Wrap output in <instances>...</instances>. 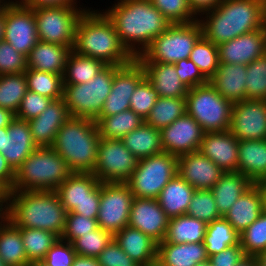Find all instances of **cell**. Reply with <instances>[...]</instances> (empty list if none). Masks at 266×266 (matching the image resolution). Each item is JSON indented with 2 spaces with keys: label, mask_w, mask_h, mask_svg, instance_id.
Returning <instances> with one entry per match:
<instances>
[{
  "label": "cell",
  "mask_w": 266,
  "mask_h": 266,
  "mask_svg": "<svg viewBox=\"0 0 266 266\" xmlns=\"http://www.w3.org/2000/svg\"><path fill=\"white\" fill-rule=\"evenodd\" d=\"M104 13L135 58L142 55L151 42L171 25L150 0H118Z\"/></svg>",
  "instance_id": "obj_1"
},
{
  "label": "cell",
  "mask_w": 266,
  "mask_h": 266,
  "mask_svg": "<svg viewBox=\"0 0 266 266\" xmlns=\"http://www.w3.org/2000/svg\"><path fill=\"white\" fill-rule=\"evenodd\" d=\"M86 9L75 29L72 51L106 65L125 66L136 58L124 46L113 22L104 12Z\"/></svg>",
  "instance_id": "obj_2"
},
{
  "label": "cell",
  "mask_w": 266,
  "mask_h": 266,
  "mask_svg": "<svg viewBox=\"0 0 266 266\" xmlns=\"http://www.w3.org/2000/svg\"><path fill=\"white\" fill-rule=\"evenodd\" d=\"M202 15V35L217 46L265 26L263 0H222Z\"/></svg>",
  "instance_id": "obj_3"
},
{
  "label": "cell",
  "mask_w": 266,
  "mask_h": 266,
  "mask_svg": "<svg viewBox=\"0 0 266 266\" xmlns=\"http://www.w3.org/2000/svg\"><path fill=\"white\" fill-rule=\"evenodd\" d=\"M67 211L55 191H10L7 218L18 228L47 230L61 237Z\"/></svg>",
  "instance_id": "obj_4"
},
{
  "label": "cell",
  "mask_w": 266,
  "mask_h": 266,
  "mask_svg": "<svg viewBox=\"0 0 266 266\" xmlns=\"http://www.w3.org/2000/svg\"><path fill=\"white\" fill-rule=\"evenodd\" d=\"M99 140L95 120L70 116L57 132L52 148L71 172L93 173Z\"/></svg>",
  "instance_id": "obj_5"
},
{
  "label": "cell",
  "mask_w": 266,
  "mask_h": 266,
  "mask_svg": "<svg viewBox=\"0 0 266 266\" xmlns=\"http://www.w3.org/2000/svg\"><path fill=\"white\" fill-rule=\"evenodd\" d=\"M71 173L52 147H38L15 171L12 191H55Z\"/></svg>",
  "instance_id": "obj_6"
},
{
  "label": "cell",
  "mask_w": 266,
  "mask_h": 266,
  "mask_svg": "<svg viewBox=\"0 0 266 266\" xmlns=\"http://www.w3.org/2000/svg\"><path fill=\"white\" fill-rule=\"evenodd\" d=\"M120 67L106 65L88 83L64 85L62 98L70 116L96 120L111 92L114 74Z\"/></svg>",
  "instance_id": "obj_7"
},
{
  "label": "cell",
  "mask_w": 266,
  "mask_h": 266,
  "mask_svg": "<svg viewBox=\"0 0 266 266\" xmlns=\"http://www.w3.org/2000/svg\"><path fill=\"white\" fill-rule=\"evenodd\" d=\"M202 36L197 20L190 23L171 24L157 36L150 46L136 57L138 62L171 63L190 57L194 44Z\"/></svg>",
  "instance_id": "obj_8"
},
{
  "label": "cell",
  "mask_w": 266,
  "mask_h": 266,
  "mask_svg": "<svg viewBox=\"0 0 266 266\" xmlns=\"http://www.w3.org/2000/svg\"><path fill=\"white\" fill-rule=\"evenodd\" d=\"M185 98L187 114L205 133L229 130L233 103L221 96L210 82L189 89Z\"/></svg>",
  "instance_id": "obj_9"
},
{
  "label": "cell",
  "mask_w": 266,
  "mask_h": 266,
  "mask_svg": "<svg viewBox=\"0 0 266 266\" xmlns=\"http://www.w3.org/2000/svg\"><path fill=\"white\" fill-rule=\"evenodd\" d=\"M177 172L178 156L162 152L139 160L137 168L126 183L134 197L157 199Z\"/></svg>",
  "instance_id": "obj_10"
},
{
  "label": "cell",
  "mask_w": 266,
  "mask_h": 266,
  "mask_svg": "<svg viewBox=\"0 0 266 266\" xmlns=\"http://www.w3.org/2000/svg\"><path fill=\"white\" fill-rule=\"evenodd\" d=\"M33 9L38 39L68 46L72 50L77 22L87 7L64 5Z\"/></svg>",
  "instance_id": "obj_11"
},
{
  "label": "cell",
  "mask_w": 266,
  "mask_h": 266,
  "mask_svg": "<svg viewBox=\"0 0 266 266\" xmlns=\"http://www.w3.org/2000/svg\"><path fill=\"white\" fill-rule=\"evenodd\" d=\"M138 162L121 139L100 138L93 174L101 183H126Z\"/></svg>",
  "instance_id": "obj_12"
},
{
  "label": "cell",
  "mask_w": 266,
  "mask_h": 266,
  "mask_svg": "<svg viewBox=\"0 0 266 266\" xmlns=\"http://www.w3.org/2000/svg\"><path fill=\"white\" fill-rule=\"evenodd\" d=\"M133 199L127 183H101L98 227L114 236L128 226Z\"/></svg>",
  "instance_id": "obj_13"
},
{
  "label": "cell",
  "mask_w": 266,
  "mask_h": 266,
  "mask_svg": "<svg viewBox=\"0 0 266 266\" xmlns=\"http://www.w3.org/2000/svg\"><path fill=\"white\" fill-rule=\"evenodd\" d=\"M3 40L16 51L29 55L39 41L33 8L22 5L18 0L6 2Z\"/></svg>",
  "instance_id": "obj_14"
},
{
  "label": "cell",
  "mask_w": 266,
  "mask_h": 266,
  "mask_svg": "<svg viewBox=\"0 0 266 266\" xmlns=\"http://www.w3.org/2000/svg\"><path fill=\"white\" fill-rule=\"evenodd\" d=\"M229 131L238 140H265L266 100L233 103Z\"/></svg>",
  "instance_id": "obj_15"
},
{
  "label": "cell",
  "mask_w": 266,
  "mask_h": 266,
  "mask_svg": "<svg viewBox=\"0 0 266 266\" xmlns=\"http://www.w3.org/2000/svg\"><path fill=\"white\" fill-rule=\"evenodd\" d=\"M144 77V69L136 59L121 66L114 74L111 92L99 116H111L130 109V98Z\"/></svg>",
  "instance_id": "obj_16"
},
{
  "label": "cell",
  "mask_w": 266,
  "mask_h": 266,
  "mask_svg": "<svg viewBox=\"0 0 266 266\" xmlns=\"http://www.w3.org/2000/svg\"><path fill=\"white\" fill-rule=\"evenodd\" d=\"M204 133L197 121L186 113L160 130L163 150L175 156L198 151Z\"/></svg>",
  "instance_id": "obj_17"
},
{
  "label": "cell",
  "mask_w": 266,
  "mask_h": 266,
  "mask_svg": "<svg viewBox=\"0 0 266 266\" xmlns=\"http://www.w3.org/2000/svg\"><path fill=\"white\" fill-rule=\"evenodd\" d=\"M169 218L157 199L134 197L128 226L138 229L157 243L164 240Z\"/></svg>",
  "instance_id": "obj_18"
},
{
  "label": "cell",
  "mask_w": 266,
  "mask_h": 266,
  "mask_svg": "<svg viewBox=\"0 0 266 266\" xmlns=\"http://www.w3.org/2000/svg\"><path fill=\"white\" fill-rule=\"evenodd\" d=\"M178 175L195 190H211L224 171L200 151L178 156Z\"/></svg>",
  "instance_id": "obj_19"
},
{
  "label": "cell",
  "mask_w": 266,
  "mask_h": 266,
  "mask_svg": "<svg viewBox=\"0 0 266 266\" xmlns=\"http://www.w3.org/2000/svg\"><path fill=\"white\" fill-rule=\"evenodd\" d=\"M219 63L249 65L266 54L265 27L218 45Z\"/></svg>",
  "instance_id": "obj_20"
},
{
  "label": "cell",
  "mask_w": 266,
  "mask_h": 266,
  "mask_svg": "<svg viewBox=\"0 0 266 266\" xmlns=\"http://www.w3.org/2000/svg\"><path fill=\"white\" fill-rule=\"evenodd\" d=\"M55 192L69 213L81 203L100 202L101 182L93 173L72 172Z\"/></svg>",
  "instance_id": "obj_21"
},
{
  "label": "cell",
  "mask_w": 266,
  "mask_h": 266,
  "mask_svg": "<svg viewBox=\"0 0 266 266\" xmlns=\"http://www.w3.org/2000/svg\"><path fill=\"white\" fill-rule=\"evenodd\" d=\"M239 140L229 131L204 133L199 150L224 172L237 171Z\"/></svg>",
  "instance_id": "obj_22"
},
{
  "label": "cell",
  "mask_w": 266,
  "mask_h": 266,
  "mask_svg": "<svg viewBox=\"0 0 266 266\" xmlns=\"http://www.w3.org/2000/svg\"><path fill=\"white\" fill-rule=\"evenodd\" d=\"M70 117L63 98L52 100L36 118L28 121L34 143L37 147H52L56 134Z\"/></svg>",
  "instance_id": "obj_23"
},
{
  "label": "cell",
  "mask_w": 266,
  "mask_h": 266,
  "mask_svg": "<svg viewBox=\"0 0 266 266\" xmlns=\"http://www.w3.org/2000/svg\"><path fill=\"white\" fill-rule=\"evenodd\" d=\"M38 147L34 143L28 121L14 118L4 134L3 151L7 163L16 171L23 161Z\"/></svg>",
  "instance_id": "obj_24"
},
{
  "label": "cell",
  "mask_w": 266,
  "mask_h": 266,
  "mask_svg": "<svg viewBox=\"0 0 266 266\" xmlns=\"http://www.w3.org/2000/svg\"><path fill=\"white\" fill-rule=\"evenodd\" d=\"M113 238L120 248L141 266L156 264L158 243L140 230L126 226Z\"/></svg>",
  "instance_id": "obj_25"
},
{
  "label": "cell",
  "mask_w": 266,
  "mask_h": 266,
  "mask_svg": "<svg viewBox=\"0 0 266 266\" xmlns=\"http://www.w3.org/2000/svg\"><path fill=\"white\" fill-rule=\"evenodd\" d=\"M145 72L146 79L158 92L159 97L183 98L189 88L177 75L174 64L157 62H139Z\"/></svg>",
  "instance_id": "obj_26"
},
{
  "label": "cell",
  "mask_w": 266,
  "mask_h": 266,
  "mask_svg": "<svg viewBox=\"0 0 266 266\" xmlns=\"http://www.w3.org/2000/svg\"><path fill=\"white\" fill-rule=\"evenodd\" d=\"M245 64L219 63L215 75L209 80L215 90L232 103L246 100Z\"/></svg>",
  "instance_id": "obj_27"
},
{
  "label": "cell",
  "mask_w": 266,
  "mask_h": 266,
  "mask_svg": "<svg viewBox=\"0 0 266 266\" xmlns=\"http://www.w3.org/2000/svg\"><path fill=\"white\" fill-rule=\"evenodd\" d=\"M263 212L262 194L254 184L223 216L239 234L255 222Z\"/></svg>",
  "instance_id": "obj_28"
},
{
  "label": "cell",
  "mask_w": 266,
  "mask_h": 266,
  "mask_svg": "<svg viewBox=\"0 0 266 266\" xmlns=\"http://www.w3.org/2000/svg\"><path fill=\"white\" fill-rule=\"evenodd\" d=\"M204 243H158L159 266H195L208 261Z\"/></svg>",
  "instance_id": "obj_29"
},
{
  "label": "cell",
  "mask_w": 266,
  "mask_h": 266,
  "mask_svg": "<svg viewBox=\"0 0 266 266\" xmlns=\"http://www.w3.org/2000/svg\"><path fill=\"white\" fill-rule=\"evenodd\" d=\"M71 49L44 41H38L27 56V69L63 75Z\"/></svg>",
  "instance_id": "obj_30"
},
{
  "label": "cell",
  "mask_w": 266,
  "mask_h": 266,
  "mask_svg": "<svg viewBox=\"0 0 266 266\" xmlns=\"http://www.w3.org/2000/svg\"><path fill=\"white\" fill-rule=\"evenodd\" d=\"M237 171L254 184L266 180V139L239 140Z\"/></svg>",
  "instance_id": "obj_31"
},
{
  "label": "cell",
  "mask_w": 266,
  "mask_h": 266,
  "mask_svg": "<svg viewBox=\"0 0 266 266\" xmlns=\"http://www.w3.org/2000/svg\"><path fill=\"white\" fill-rule=\"evenodd\" d=\"M253 185L249 177L239 171L224 172L211 189L219 214L224 216L241 195Z\"/></svg>",
  "instance_id": "obj_32"
},
{
  "label": "cell",
  "mask_w": 266,
  "mask_h": 266,
  "mask_svg": "<svg viewBox=\"0 0 266 266\" xmlns=\"http://www.w3.org/2000/svg\"><path fill=\"white\" fill-rule=\"evenodd\" d=\"M195 189L176 174L157 197L158 203L170 219L185 215Z\"/></svg>",
  "instance_id": "obj_33"
},
{
  "label": "cell",
  "mask_w": 266,
  "mask_h": 266,
  "mask_svg": "<svg viewBox=\"0 0 266 266\" xmlns=\"http://www.w3.org/2000/svg\"><path fill=\"white\" fill-rule=\"evenodd\" d=\"M121 140L138 160L164 152L160 130L146 122H143Z\"/></svg>",
  "instance_id": "obj_34"
},
{
  "label": "cell",
  "mask_w": 266,
  "mask_h": 266,
  "mask_svg": "<svg viewBox=\"0 0 266 266\" xmlns=\"http://www.w3.org/2000/svg\"><path fill=\"white\" fill-rule=\"evenodd\" d=\"M207 223L187 214L170 218L165 238L160 243H201L207 229Z\"/></svg>",
  "instance_id": "obj_35"
},
{
  "label": "cell",
  "mask_w": 266,
  "mask_h": 266,
  "mask_svg": "<svg viewBox=\"0 0 266 266\" xmlns=\"http://www.w3.org/2000/svg\"><path fill=\"white\" fill-rule=\"evenodd\" d=\"M0 258L8 266H27L21 232L8 218L0 224Z\"/></svg>",
  "instance_id": "obj_36"
},
{
  "label": "cell",
  "mask_w": 266,
  "mask_h": 266,
  "mask_svg": "<svg viewBox=\"0 0 266 266\" xmlns=\"http://www.w3.org/2000/svg\"><path fill=\"white\" fill-rule=\"evenodd\" d=\"M100 138L122 139L145 120L131 109L111 116H98L95 120Z\"/></svg>",
  "instance_id": "obj_37"
},
{
  "label": "cell",
  "mask_w": 266,
  "mask_h": 266,
  "mask_svg": "<svg viewBox=\"0 0 266 266\" xmlns=\"http://www.w3.org/2000/svg\"><path fill=\"white\" fill-rule=\"evenodd\" d=\"M105 66L106 64L98 59L79 55L71 50L66 60L63 84L88 83Z\"/></svg>",
  "instance_id": "obj_38"
},
{
  "label": "cell",
  "mask_w": 266,
  "mask_h": 266,
  "mask_svg": "<svg viewBox=\"0 0 266 266\" xmlns=\"http://www.w3.org/2000/svg\"><path fill=\"white\" fill-rule=\"evenodd\" d=\"M204 246L207 255H214L240 243V234L222 216L207 225Z\"/></svg>",
  "instance_id": "obj_39"
},
{
  "label": "cell",
  "mask_w": 266,
  "mask_h": 266,
  "mask_svg": "<svg viewBox=\"0 0 266 266\" xmlns=\"http://www.w3.org/2000/svg\"><path fill=\"white\" fill-rule=\"evenodd\" d=\"M187 113L186 98L159 97L145 122L156 129H163Z\"/></svg>",
  "instance_id": "obj_40"
},
{
  "label": "cell",
  "mask_w": 266,
  "mask_h": 266,
  "mask_svg": "<svg viewBox=\"0 0 266 266\" xmlns=\"http://www.w3.org/2000/svg\"><path fill=\"white\" fill-rule=\"evenodd\" d=\"M29 262L42 261L51 247L60 239L53 232L32 228H19Z\"/></svg>",
  "instance_id": "obj_41"
},
{
  "label": "cell",
  "mask_w": 266,
  "mask_h": 266,
  "mask_svg": "<svg viewBox=\"0 0 266 266\" xmlns=\"http://www.w3.org/2000/svg\"><path fill=\"white\" fill-rule=\"evenodd\" d=\"M25 77L28 90L52 100L63 97V75L27 69Z\"/></svg>",
  "instance_id": "obj_42"
},
{
  "label": "cell",
  "mask_w": 266,
  "mask_h": 266,
  "mask_svg": "<svg viewBox=\"0 0 266 266\" xmlns=\"http://www.w3.org/2000/svg\"><path fill=\"white\" fill-rule=\"evenodd\" d=\"M27 90L25 72L0 75V107L16 114Z\"/></svg>",
  "instance_id": "obj_43"
},
{
  "label": "cell",
  "mask_w": 266,
  "mask_h": 266,
  "mask_svg": "<svg viewBox=\"0 0 266 266\" xmlns=\"http://www.w3.org/2000/svg\"><path fill=\"white\" fill-rule=\"evenodd\" d=\"M189 58L196 64L201 73L210 80L219 67L218 46L202 35L194 44Z\"/></svg>",
  "instance_id": "obj_44"
},
{
  "label": "cell",
  "mask_w": 266,
  "mask_h": 266,
  "mask_svg": "<svg viewBox=\"0 0 266 266\" xmlns=\"http://www.w3.org/2000/svg\"><path fill=\"white\" fill-rule=\"evenodd\" d=\"M240 244L245 256L257 257L266 250L265 212H262L258 219L240 234Z\"/></svg>",
  "instance_id": "obj_45"
},
{
  "label": "cell",
  "mask_w": 266,
  "mask_h": 266,
  "mask_svg": "<svg viewBox=\"0 0 266 266\" xmlns=\"http://www.w3.org/2000/svg\"><path fill=\"white\" fill-rule=\"evenodd\" d=\"M246 100H266V54L247 65Z\"/></svg>",
  "instance_id": "obj_46"
},
{
  "label": "cell",
  "mask_w": 266,
  "mask_h": 266,
  "mask_svg": "<svg viewBox=\"0 0 266 266\" xmlns=\"http://www.w3.org/2000/svg\"><path fill=\"white\" fill-rule=\"evenodd\" d=\"M113 235L100 227L83 237L74 239L71 244L76 255L97 258L101 251L111 242Z\"/></svg>",
  "instance_id": "obj_47"
},
{
  "label": "cell",
  "mask_w": 266,
  "mask_h": 266,
  "mask_svg": "<svg viewBox=\"0 0 266 266\" xmlns=\"http://www.w3.org/2000/svg\"><path fill=\"white\" fill-rule=\"evenodd\" d=\"M186 214L207 224L222 217L211 190H195Z\"/></svg>",
  "instance_id": "obj_48"
},
{
  "label": "cell",
  "mask_w": 266,
  "mask_h": 266,
  "mask_svg": "<svg viewBox=\"0 0 266 266\" xmlns=\"http://www.w3.org/2000/svg\"><path fill=\"white\" fill-rule=\"evenodd\" d=\"M164 17L171 23H190L198 20L188 0H150Z\"/></svg>",
  "instance_id": "obj_49"
},
{
  "label": "cell",
  "mask_w": 266,
  "mask_h": 266,
  "mask_svg": "<svg viewBox=\"0 0 266 266\" xmlns=\"http://www.w3.org/2000/svg\"><path fill=\"white\" fill-rule=\"evenodd\" d=\"M158 98V92L152 87L146 77H144L130 98V109L143 120H146Z\"/></svg>",
  "instance_id": "obj_50"
},
{
  "label": "cell",
  "mask_w": 266,
  "mask_h": 266,
  "mask_svg": "<svg viewBox=\"0 0 266 266\" xmlns=\"http://www.w3.org/2000/svg\"><path fill=\"white\" fill-rule=\"evenodd\" d=\"M27 70V56L16 51L4 40L0 41V75L20 74Z\"/></svg>",
  "instance_id": "obj_51"
},
{
  "label": "cell",
  "mask_w": 266,
  "mask_h": 266,
  "mask_svg": "<svg viewBox=\"0 0 266 266\" xmlns=\"http://www.w3.org/2000/svg\"><path fill=\"white\" fill-rule=\"evenodd\" d=\"M98 228L97 219L85 218L84 216L69 212L66 215L65 228L60 239L72 242L86 233H91Z\"/></svg>",
  "instance_id": "obj_52"
},
{
  "label": "cell",
  "mask_w": 266,
  "mask_h": 266,
  "mask_svg": "<svg viewBox=\"0 0 266 266\" xmlns=\"http://www.w3.org/2000/svg\"><path fill=\"white\" fill-rule=\"evenodd\" d=\"M52 99L38 93L27 90L21 100V104L15 117L21 120L30 121L38 117L49 105Z\"/></svg>",
  "instance_id": "obj_53"
},
{
  "label": "cell",
  "mask_w": 266,
  "mask_h": 266,
  "mask_svg": "<svg viewBox=\"0 0 266 266\" xmlns=\"http://www.w3.org/2000/svg\"><path fill=\"white\" fill-rule=\"evenodd\" d=\"M76 252L70 242L59 239L42 260L46 266H72Z\"/></svg>",
  "instance_id": "obj_54"
},
{
  "label": "cell",
  "mask_w": 266,
  "mask_h": 266,
  "mask_svg": "<svg viewBox=\"0 0 266 266\" xmlns=\"http://www.w3.org/2000/svg\"><path fill=\"white\" fill-rule=\"evenodd\" d=\"M100 266H141L131 259L113 238L97 257Z\"/></svg>",
  "instance_id": "obj_55"
},
{
  "label": "cell",
  "mask_w": 266,
  "mask_h": 266,
  "mask_svg": "<svg viewBox=\"0 0 266 266\" xmlns=\"http://www.w3.org/2000/svg\"><path fill=\"white\" fill-rule=\"evenodd\" d=\"M174 65L177 75L189 89L209 82L190 58L179 60Z\"/></svg>",
  "instance_id": "obj_56"
},
{
  "label": "cell",
  "mask_w": 266,
  "mask_h": 266,
  "mask_svg": "<svg viewBox=\"0 0 266 266\" xmlns=\"http://www.w3.org/2000/svg\"><path fill=\"white\" fill-rule=\"evenodd\" d=\"M245 257L241 244L228 247L217 254L210 255L208 261L211 266H235Z\"/></svg>",
  "instance_id": "obj_57"
},
{
  "label": "cell",
  "mask_w": 266,
  "mask_h": 266,
  "mask_svg": "<svg viewBox=\"0 0 266 266\" xmlns=\"http://www.w3.org/2000/svg\"><path fill=\"white\" fill-rule=\"evenodd\" d=\"M15 179V171L7 163L6 158L0 153V183L10 192Z\"/></svg>",
  "instance_id": "obj_58"
},
{
  "label": "cell",
  "mask_w": 266,
  "mask_h": 266,
  "mask_svg": "<svg viewBox=\"0 0 266 266\" xmlns=\"http://www.w3.org/2000/svg\"><path fill=\"white\" fill-rule=\"evenodd\" d=\"M28 8L77 5L76 0H18Z\"/></svg>",
  "instance_id": "obj_59"
},
{
  "label": "cell",
  "mask_w": 266,
  "mask_h": 266,
  "mask_svg": "<svg viewBox=\"0 0 266 266\" xmlns=\"http://www.w3.org/2000/svg\"><path fill=\"white\" fill-rule=\"evenodd\" d=\"M100 202H85L77 206L72 213H77L85 218L97 219Z\"/></svg>",
  "instance_id": "obj_60"
},
{
  "label": "cell",
  "mask_w": 266,
  "mask_h": 266,
  "mask_svg": "<svg viewBox=\"0 0 266 266\" xmlns=\"http://www.w3.org/2000/svg\"><path fill=\"white\" fill-rule=\"evenodd\" d=\"M221 1L222 0H188L190 7L197 16L214 9Z\"/></svg>",
  "instance_id": "obj_61"
},
{
  "label": "cell",
  "mask_w": 266,
  "mask_h": 266,
  "mask_svg": "<svg viewBox=\"0 0 266 266\" xmlns=\"http://www.w3.org/2000/svg\"><path fill=\"white\" fill-rule=\"evenodd\" d=\"M72 266H100L97 258L76 255Z\"/></svg>",
  "instance_id": "obj_62"
},
{
  "label": "cell",
  "mask_w": 266,
  "mask_h": 266,
  "mask_svg": "<svg viewBox=\"0 0 266 266\" xmlns=\"http://www.w3.org/2000/svg\"><path fill=\"white\" fill-rule=\"evenodd\" d=\"M14 118V113L8 109L0 107V128L7 127Z\"/></svg>",
  "instance_id": "obj_63"
},
{
  "label": "cell",
  "mask_w": 266,
  "mask_h": 266,
  "mask_svg": "<svg viewBox=\"0 0 266 266\" xmlns=\"http://www.w3.org/2000/svg\"><path fill=\"white\" fill-rule=\"evenodd\" d=\"M8 195H0V224L7 219Z\"/></svg>",
  "instance_id": "obj_64"
},
{
  "label": "cell",
  "mask_w": 266,
  "mask_h": 266,
  "mask_svg": "<svg viewBox=\"0 0 266 266\" xmlns=\"http://www.w3.org/2000/svg\"><path fill=\"white\" fill-rule=\"evenodd\" d=\"M235 266H258L256 257L245 256L237 265Z\"/></svg>",
  "instance_id": "obj_65"
},
{
  "label": "cell",
  "mask_w": 266,
  "mask_h": 266,
  "mask_svg": "<svg viewBox=\"0 0 266 266\" xmlns=\"http://www.w3.org/2000/svg\"><path fill=\"white\" fill-rule=\"evenodd\" d=\"M257 187L259 188L262 199H263V212L266 213V180L260 181L256 183Z\"/></svg>",
  "instance_id": "obj_66"
},
{
  "label": "cell",
  "mask_w": 266,
  "mask_h": 266,
  "mask_svg": "<svg viewBox=\"0 0 266 266\" xmlns=\"http://www.w3.org/2000/svg\"><path fill=\"white\" fill-rule=\"evenodd\" d=\"M4 27H5V5L0 10V41L4 39Z\"/></svg>",
  "instance_id": "obj_67"
},
{
  "label": "cell",
  "mask_w": 266,
  "mask_h": 266,
  "mask_svg": "<svg viewBox=\"0 0 266 266\" xmlns=\"http://www.w3.org/2000/svg\"><path fill=\"white\" fill-rule=\"evenodd\" d=\"M258 266H266V250L260 253L257 257Z\"/></svg>",
  "instance_id": "obj_68"
},
{
  "label": "cell",
  "mask_w": 266,
  "mask_h": 266,
  "mask_svg": "<svg viewBox=\"0 0 266 266\" xmlns=\"http://www.w3.org/2000/svg\"><path fill=\"white\" fill-rule=\"evenodd\" d=\"M7 133V127L0 128V153L3 151L4 134Z\"/></svg>",
  "instance_id": "obj_69"
},
{
  "label": "cell",
  "mask_w": 266,
  "mask_h": 266,
  "mask_svg": "<svg viewBox=\"0 0 266 266\" xmlns=\"http://www.w3.org/2000/svg\"><path fill=\"white\" fill-rule=\"evenodd\" d=\"M27 266H46L43 261H32Z\"/></svg>",
  "instance_id": "obj_70"
},
{
  "label": "cell",
  "mask_w": 266,
  "mask_h": 266,
  "mask_svg": "<svg viewBox=\"0 0 266 266\" xmlns=\"http://www.w3.org/2000/svg\"><path fill=\"white\" fill-rule=\"evenodd\" d=\"M9 191L0 183V195H8Z\"/></svg>",
  "instance_id": "obj_71"
},
{
  "label": "cell",
  "mask_w": 266,
  "mask_h": 266,
  "mask_svg": "<svg viewBox=\"0 0 266 266\" xmlns=\"http://www.w3.org/2000/svg\"><path fill=\"white\" fill-rule=\"evenodd\" d=\"M264 23L266 24V0H263Z\"/></svg>",
  "instance_id": "obj_72"
},
{
  "label": "cell",
  "mask_w": 266,
  "mask_h": 266,
  "mask_svg": "<svg viewBox=\"0 0 266 266\" xmlns=\"http://www.w3.org/2000/svg\"><path fill=\"white\" fill-rule=\"evenodd\" d=\"M195 266H211V264H210L209 261H206V262L198 263V264L195 265Z\"/></svg>",
  "instance_id": "obj_73"
},
{
  "label": "cell",
  "mask_w": 266,
  "mask_h": 266,
  "mask_svg": "<svg viewBox=\"0 0 266 266\" xmlns=\"http://www.w3.org/2000/svg\"><path fill=\"white\" fill-rule=\"evenodd\" d=\"M6 2H7L6 0H0V10L3 9L4 5L6 4Z\"/></svg>",
  "instance_id": "obj_74"
},
{
  "label": "cell",
  "mask_w": 266,
  "mask_h": 266,
  "mask_svg": "<svg viewBox=\"0 0 266 266\" xmlns=\"http://www.w3.org/2000/svg\"><path fill=\"white\" fill-rule=\"evenodd\" d=\"M0 266H8V265L0 258Z\"/></svg>",
  "instance_id": "obj_75"
}]
</instances>
